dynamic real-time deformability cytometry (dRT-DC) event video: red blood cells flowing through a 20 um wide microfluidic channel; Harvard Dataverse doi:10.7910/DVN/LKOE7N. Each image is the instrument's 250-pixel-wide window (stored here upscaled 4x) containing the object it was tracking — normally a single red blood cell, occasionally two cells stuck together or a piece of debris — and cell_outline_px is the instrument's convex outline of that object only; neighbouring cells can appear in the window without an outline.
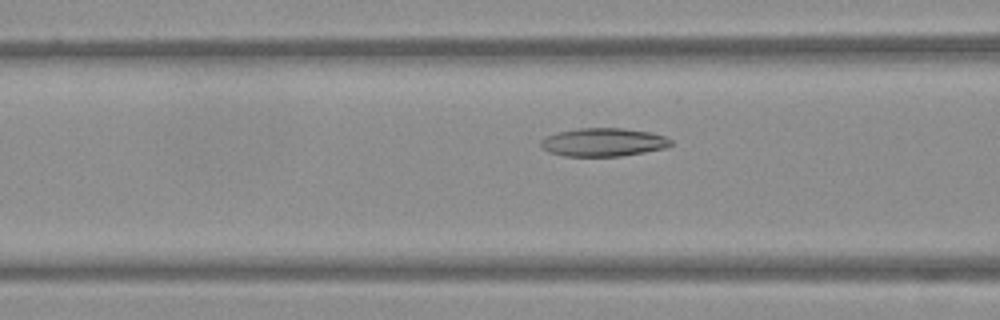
{"species": "Egyptian fruit bat (a non-hibernating species)", "species_latin": "Rousettus aegyptiacus", "temperature_condition": "warm", "stored_images_in_passage": 42, "camera_frame_rate_fps": 3000, "um_per_image_px": 0.085, "frame": {"image": 1, "passage_image": 11, "time_ms": 3.333, "image_size_px": [1000, 320], "cell_outline_px": [[672, 144], [664, 148], [644, 152], [620, 156], [564, 156], [548, 152], [540, 144], [540, 140], [544, 136], [560, 132], [580, 128], [624, 128], [652, 132], [664, 136], [672, 140]], "centroid_in_image_um": [51.28, 12.08], "position_along_channel_um": 115.3, "area_um2": 21.44}}
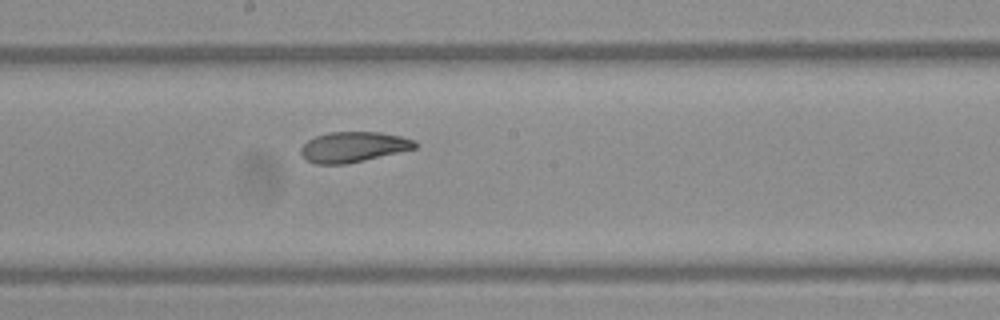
{"frame": {"image": 2, "passage_image": 19, "time_ms": 6.0, "image_size_px": [1000, 320], "cell_outline_px": [[420, 144], [416, 148], [364, 160], [344, 164], [316, 164], [308, 160], [300, 152], [300, 148], [308, 140], [316, 136], [328, 132], [380, 132], [400, 136], [416, 140]], "centroid_in_image_um": [30.06, 12.48], "position_along_channel_um": 218.1, "area_um2": 20.11}}
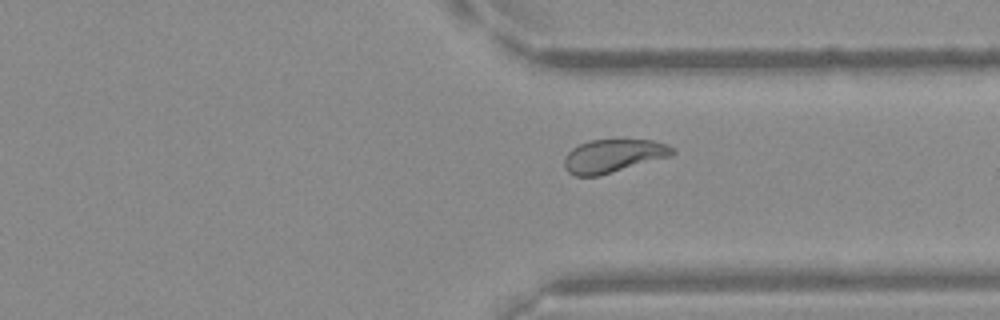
{"frame": {"image": 3, "passage_image": 30, "time_ms": 9.667, "image_size_px": [1000, 320], "cell_outline_px": [[676, 152], [668, 156], [600, 176], [576, 176], [568, 172], [564, 168], [564, 160], [568, 152], [572, 148], [580, 144], [592, 140], [652, 140], [664, 144], [672, 148]], "centroid_in_image_um": [52.06, 13.26], "position_along_channel_um": 359.3, "area_um2": 20.58}}